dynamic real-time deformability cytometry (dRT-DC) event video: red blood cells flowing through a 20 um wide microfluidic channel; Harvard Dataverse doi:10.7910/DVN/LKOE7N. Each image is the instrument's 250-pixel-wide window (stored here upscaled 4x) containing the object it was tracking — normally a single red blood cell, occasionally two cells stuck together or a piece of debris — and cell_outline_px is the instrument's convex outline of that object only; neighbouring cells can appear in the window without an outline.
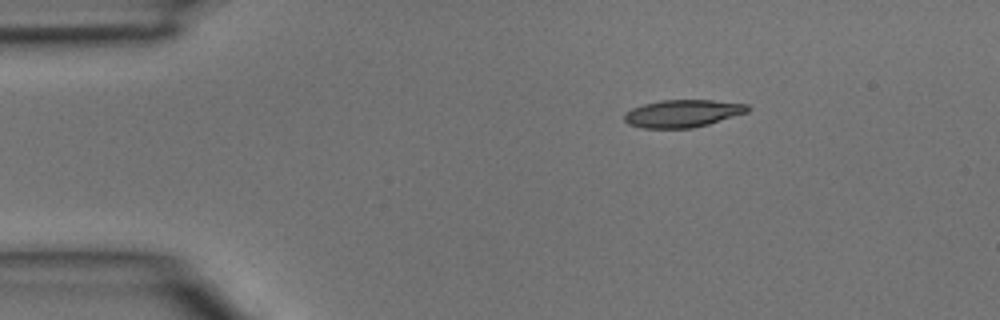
{"species": "common noctule bat (a hibernating species)", "species_latin": "Nyctalus noctula", "temperature_condition": "room temperature", "stored_images_in_passage": 2, "camera_frame_rate_fps": 3000, "um_per_image_px": 0.085, "animal": {"sex": "male", "body_mass_g": 15.6}, "frame": {"image": 1, "passage_image": 1, "time_ms": 0.0, "image_size_px": [1000, 320], "cell_outline_px": [[752, 108], [748, 112], [708, 124], [692, 128], [644, 128], [628, 124], [624, 120], [624, 116], [632, 108], [644, 104], [660, 100], [712, 100], [748, 104]], "centroid_in_image_um": [58.06, 9.64], "position_along_channel_um": 26.9, "area_um2": 19.71}}